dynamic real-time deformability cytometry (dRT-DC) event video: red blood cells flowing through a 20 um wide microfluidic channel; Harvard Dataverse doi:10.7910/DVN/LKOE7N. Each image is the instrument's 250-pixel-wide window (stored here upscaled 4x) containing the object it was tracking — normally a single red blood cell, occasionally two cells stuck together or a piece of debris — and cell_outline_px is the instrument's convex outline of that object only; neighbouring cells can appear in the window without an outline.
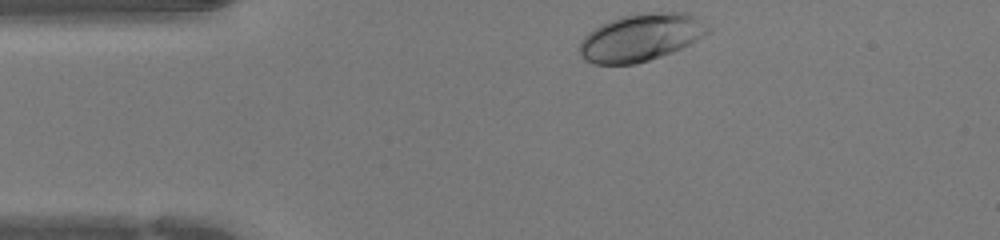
{"species": "human", "species_latin": "Homo sapiens", "temperature_condition": "warm", "stored_images_in_passage": 30, "camera_frame_rate_fps": 3000, "um_per_image_px": 0.085, "donor": {"sex": "female"}, "frame": {"image": 1, "passage_image": 1, "time_ms": 0.0, "image_size_px": [1000, 240], "cell_outline_px": [[712, 28], [704, 36], [672, 52], [636, 64], [596, 64], [584, 60], [580, 56], [580, 40], [588, 32], [600, 24], [608, 20], [620, 16], [640, 12], [688, 12], [696, 16]], "centroid_in_image_um": [54.46, 3.16], "position_along_channel_um": 30.5, "area_um2": 35.78}}
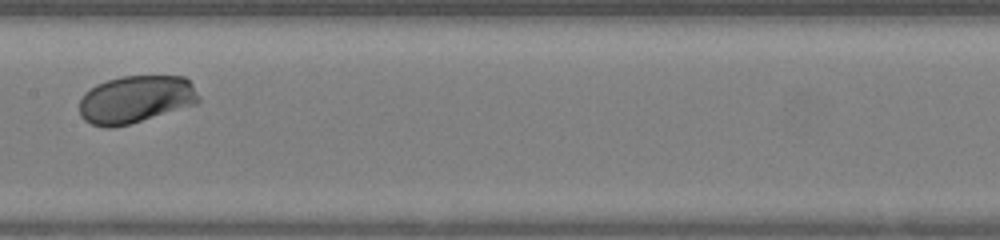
{"frame": {"image": 2, "passage_image": 15, "time_ms": 4.667, "image_size_px": [1000, 240], "cell_outline_px": [[200, 100], [196, 104], [128, 124], [112, 128], [104, 128], [92, 124], [84, 120], [80, 116], [80, 100], [84, 92], [96, 84], [120, 76], [184, 76], [192, 84]], "centroid_in_image_um": [11.5, 8.44], "position_along_channel_um": 195.9, "area_um2": 32.95}}
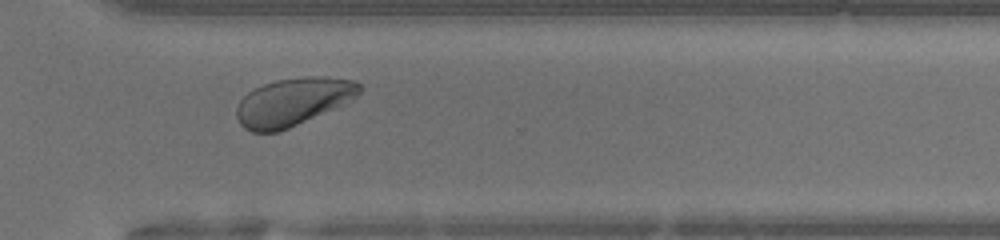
{"frame": {"image": 3, "passage_image": 25, "time_ms": 8.0, "image_size_px": [1000, 240], "cell_outline_px": [[360, 92], [352, 100], [280, 132], [252, 132], [244, 128], [240, 124], [236, 116], [236, 108], [240, 100], [248, 92], [264, 84], [276, 80], [304, 76], [312, 76], [356, 80], [360, 84]], "centroid_in_image_um": [24.88, 8.66], "position_along_channel_um": 345.7, "area_um2": 34.04}}